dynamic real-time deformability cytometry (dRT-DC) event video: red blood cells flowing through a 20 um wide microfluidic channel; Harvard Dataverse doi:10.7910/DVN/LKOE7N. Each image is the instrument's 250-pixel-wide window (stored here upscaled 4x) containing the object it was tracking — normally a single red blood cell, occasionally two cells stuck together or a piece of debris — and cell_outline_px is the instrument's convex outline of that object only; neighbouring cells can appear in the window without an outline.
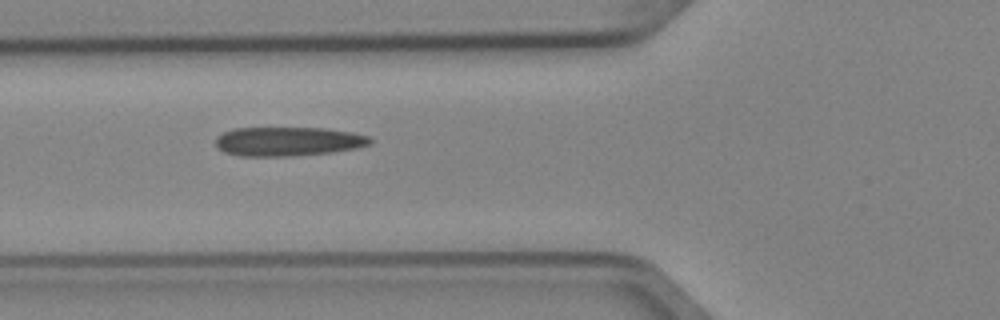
{"species": "Egyptian fruit bat (a non-hibernating species)", "species_latin": "Rousettus aegyptiacus", "temperature_condition": "cold", "stored_images_in_passage": 4, "camera_frame_rate_fps": 3000, "um_per_image_px": 0.085, "animal": {"sex": "female"}, "frame": {"image": 1, "passage_image": 2, "time_ms": 0.333, "image_size_px": [1000, 320], "cell_outline_px": [[372, 144], [356, 148], [332, 152], [292, 156], [240, 156], [224, 152], [216, 148], [216, 136], [232, 128], [324, 128], [352, 132], [368, 136], [372, 140]], "centroid_in_image_um": [24.46, 12.02], "position_along_channel_um": 101.3, "area_um2": 26.36}}
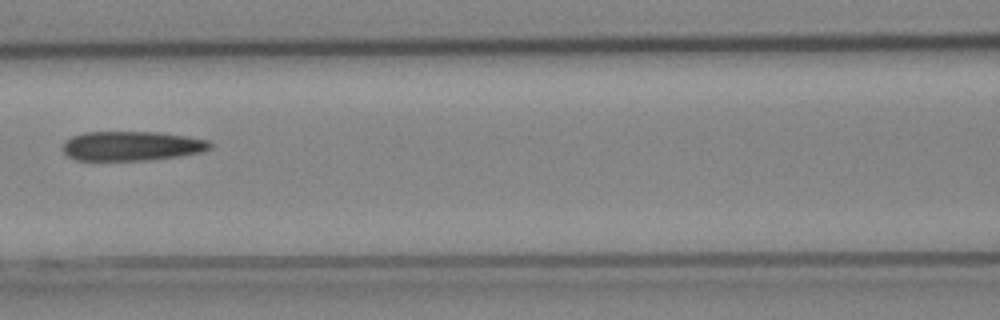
{"frame": {"image": 2, "passage_image": 3, "time_ms": 0.667, "image_size_px": [1000, 320], "cell_outline_px": [[212, 148], [204, 152], [152, 160], [76, 160], [68, 156], [64, 152], [64, 144], [72, 136], [84, 132], [160, 132], [188, 136], [208, 140], [212, 144]], "centroid_in_image_um": [11.26, 12.4], "position_along_channel_um": 155.3, "area_um2": 25.37}}